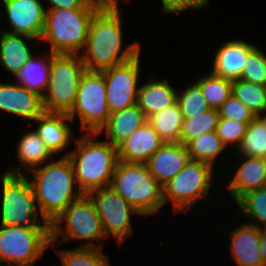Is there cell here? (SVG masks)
Instances as JSON below:
<instances>
[{"label":"cell","instance_id":"cell-1","mask_svg":"<svg viewBox=\"0 0 266 266\" xmlns=\"http://www.w3.org/2000/svg\"><path fill=\"white\" fill-rule=\"evenodd\" d=\"M121 12H96L90 22L81 53L86 71H102L121 65L141 52V44L124 43ZM125 45V46H124Z\"/></svg>","mask_w":266,"mask_h":266},{"label":"cell","instance_id":"cell-2","mask_svg":"<svg viewBox=\"0 0 266 266\" xmlns=\"http://www.w3.org/2000/svg\"><path fill=\"white\" fill-rule=\"evenodd\" d=\"M25 176L31 183L39 211L49 224L83 195L68 157L53 159Z\"/></svg>","mask_w":266,"mask_h":266},{"label":"cell","instance_id":"cell-3","mask_svg":"<svg viewBox=\"0 0 266 266\" xmlns=\"http://www.w3.org/2000/svg\"><path fill=\"white\" fill-rule=\"evenodd\" d=\"M97 133H83L73 142L76 146L64 153L73 165L77 186L83 194L110 187L119 162L117 147L98 140Z\"/></svg>","mask_w":266,"mask_h":266},{"label":"cell","instance_id":"cell-4","mask_svg":"<svg viewBox=\"0 0 266 266\" xmlns=\"http://www.w3.org/2000/svg\"><path fill=\"white\" fill-rule=\"evenodd\" d=\"M110 187L142 217L157 215L165 207L163 187L150 173L146 163L119 160Z\"/></svg>","mask_w":266,"mask_h":266},{"label":"cell","instance_id":"cell-5","mask_svg":"<svg viewBox=\"0 0 266 266\" xmlns=\"http://www.w3.org/2000/svg\"><path fill=\"white\" fill-rule=\"evenodd\" d=\"M94 8L46 10L41 44H49L53 54L79 55L87 41Z\"/></svg>","mask_w":266,"mask_h":266},{"label":"cell","instance_id":"cell-6","mask_svg":"<svg viewBox=\"0 0 266 266\" xmlns=\"http://www.w3.org/2000/svg\"><path fill=\"white\" fill-rule=\"evenodd\" d=\"M50 233L52 248H54V243H57V240H59V245L62 242L85 241L77 247L103 249V244H95L92 241L100 242L107 239L101 219L94 209L92 201L86 194L73 201L54 219L50 224Z\"/></svg>","mask_w":266,"mask_h":266},{"label":"cell","instance_id":"cell-7","mask_svg":"<svg viewBox=\"0 0 266 266\" xmlns=\"http://www.w3.org/2000/svg\"><path fill=\"white\" fill-rule=\"evenodd\" d=\"M0 176V225L50 228V224L39 211L29 179L25 175L5 172Z\"/></svg>","mask_w":266,"mask_h":266},{"label":"cell","instance_id":"cell-8","mask_svg":"<svg viewBox=\"0 0 266 266\" xmlns=\"http://www.w3.org/2000/svg\"><path fill=\"white\" fill-rule=\"evenodd\" d=\"M215 170L210 164L190 160L184 169L163 186L164 205L170 203L172 213L188 214L199 201L211 197Z\"/></svg>","mask_w":266,"mask_h":266},{"label":"cell","instance_id":"cell-9","mask_svg":"<svg viewBox=\"0 0 266 266\" xmlns=\"http://www.w3.org/2000/svg\"><path fill=\"white\" fill-rule=\"evenodd\" d=\"M86 68L80 55L56 54L51 59L50 77L42 97L46 112L68 113Z\"/></svg>","mask_w":266,"mask_h":266},{"label":"cell","instance_id":"cell-10","mask_svg":"<svg viewBox=\"0 0 266 266\" xmlns=\"http://www.w3.org/2000/svg\"><path fill=\"white\" fill-rule=\"evenodd\" d=\"M49 247L50 228L0 225V266H35Z\"/></svg>","mask_w":266,"mask_h":266},{"label":"cell","instance_id":"cell-11","mask_svg":"<svg viewBox=\"0 0 266 266\" xmlns=\"http://www.w3.org/2000/svg\"><path fill=\"white\" fill-rule=\"evenodd\" d=\"M106 100V83L99 71H85L82 75L72 109L67 115L79 118L82 133H98L110 116Z\"/></svg>","mask_w":266,"mask_h":266},{"label":"cell","instance_id":"cell-12","mask_svg":"<svg viewBox=\"0 0 266 266\" xmlns=\"http://www.w3.org/2000/svg\"><path fill=\"white\" fill-rule=\"evenodd\" d=\"M97 211L106 237H114L118 245L133 235L132 217L141 216L124 198L111 187L86 194Z\"/></svg>","mask_w":266,"mask_h":266},{"label":"cell","instance_id":"cell-13","mask_svg":"<svg viewBox=\"0 0 266 266\" xmlns=\"http://www.w3.org/2000/svg\"><path fill=\"white\" fill-rule=\"evenodd\" d=\"M141 53L128 62L100 71L106 83V100L110 113L137 104V95L141 85L139 84L142 70Z\"/></svg>","mask_w":266,"mask_h":266},{"label":"cell","instance_id":"cell-14","mask_svg":"<svg viewBox=\"0 0 266 266\" xmlns=\"http://www.w3.org/2000/svg\"><path fill=\"white\" fill-rule=\"evenodd\" d=\"M2 1V2H1ZM44 0H0L1 22L5 18L10 30L7 33L26 35L39 40L45 25L46 8ZM3 5V6H2Z\"/></svg>","mask_w":266,"mask_h":266},{"label":"cell","instance_id":"cell-15","mask_svg":"<svg viewBox=\"0 0 266 266\" xmlns=\"http://www.w3.org/2000/svg\"><path fill=\"white\" fill-rule=\"evenodd\" d=\"M15 115L24 123L34 121L45 110L42 97L18 82H0V112Z\"/></svg>","mask_w":266,"mask_h":266},{"label":"cell","instance_id":"cell-16","mask_svg":"<svg viewBox=\"0 0 266 266\" xmlns=\"http://www.w3.org/2000/svg\"><path fill=\"white\" fill-rule=\"evenodd\" d=\"M33 122L36 124L34 130L55 157L66 151L69 145L72 146L71 141L76 139L74 128L70 126L73 120L67 113L44 111Z\"/></svg>","mask_w":266,"mask_h":266},{"label":"cell","instance_id":"cell-17","mask_svg":"<svg viewBox=\"0 0 266 266\" xmlns=\"http://www.w3.org/2000/svg\"><path fill=\"white\" fill-rule=\"evenodd\" d=\"M235 156L240 158V164L232 169V176L227 177L226 189L229 191L234 203L245 193L266 187V159Z\"/></svg>","mask_w":266,"mask_h":266},{"label":"cell","instance_id":"cell-18","mask_svg":"<svg viewBox=\"0 0 266 266\" xmlns=\"http://www.w3.org/2000/svg\"><path fill=\"white\" fill-rule=\"evenodd\" d=\"M191 160L187 147L179 142L164 143L146 162L153 177L163 187Z\"/></svg>","mask_w":266,"mask_h":266},{"label":"cell","instance_id":"cell-19","mask_svg":"<svg viewBox=\"0 0 266 266\" xmlns=\"http://www.w3.org/2000/svg\"><path fill=\"white\" fill-rule=\"evenodd\" d=\"M257 45L243 39L223 41L216 48L213 57L211 72L229 80L241 77L247 55Z\"/></svg>","mask_w":266,"mask_h":266},{"label":"cell","instance_id":"cell-20","mask_svg":"<svg viewBox=\"0 0 266 266\" xmlns=\"http://www.w3.org/2000/svg\"><path fill=\"white\" fill-rule=\"evenodd\" d=\"M230 238L231 259L236 266H263L260 255V228L246 222L227 234ZM231 243V244H230Z\"/></svg>","mask_w":266,"mask_h":266},{"label":"cell","instance_id":"cell-21","mask_svg":"<svg viewBox=\"0 0 266 266\" xmlns=\"http://www.w3.org/2000/svg\"><path fill=\"white\" fill-rule=\"evenodd\" d=\"M164 143L151 125L145 122L117 147L118 158L126 163H146Z\"/></svg>","mask_w":266,"mask_h":266},{"label":"cell","instance_id":"cell-22","mask_svg":"<svg viewBox=\"0 0 266 266\" xmlns=\"http://www.w3.org/2000/svg\"><path fill=\"white\" fill-rule=\"evenodd\" d=\"M23 134L15 148L16 158L20 164L17 167H7L3 171L5 173L26 175L32 169L40 167L55 158L34 128Z\"/></svg>","mask_w":266,"mask_h":266},{"label":"cell","instance_id":"cell-23","mask_svg":"<svg viewBox=\"0 0 266 266\" xmlns=\"http://www.w3.org/2000/svg\"><path fill=\"white\" fill-rule=\"evenodd\" d=\"M147 80L139 87L137 95V106L146 118L177 102V89L171 85L169 79H157V75L153 74Z\"/></svg>","mask_w":266,"mask_h":266},{"label":"cell","instance_id":"cell-24","mask_svg":"<svg viewBox=\"0 0 266 266\" xmlns=\"http://www.w3.org/2000/svg\"><path fill=\"white\" fill-rule=\"evenodd\" d=\"M147 122V118L137 104L121 111L111 113L106 124L97 133L105 135L106 141L118 147L131 136L140 126Z\"/></svg>","mask_w":266,"mask_h":266},{"label":"cell","instance_id":"cell-25","mask_svg":"<svg viewBox=\"0 0 266 266\" xmlns=\"http://www.w3.org/2000/svg\"><path fill=\"white\" fill-rule=\"evenodd\" d=\"M30 40H32L30 42ZM36 39L0 30V65L16 77L22 67L34 55L31 44ZM32 51V52H31Z\"/></svg>","mask_w":266,"mask_h":266},{"label":"cell","instance_id":"cell-26","mask_svg":"<svg viewBox=\"0 0 266 266\" xmlns=\"http://www.w3.org/2000/svg\"><path fill=\"white\" fill-rule=\"evenodd\" d=\"M55 55L53 53L32 55L16 75V79L13 80L29 91L35 92L43 97L47 90L50 77L51 59Z\"/></svg>","mask_w":266,"mask_h":266},{"label":"cell","instance_id":"cell-27","mask_svg":"<svg viewBox=\"0 0 266 266\" xmlns=\"http://www.w3.org/2000/svg\"><path fill=\"white\" fill-rule=\"evenodd\" d=\"M183 116L176 102L147 118V122L165 142H179L183 125Z\"/></svg>","mask_w":266,"mask_h":266},{"label":"cell","instance_id":"cell-28","mask_svg":"<svg viewBox=\"0 0 266 266\" xmlns=\"http://www.w3.org/2000/svg\"><path fill=\"white\" fill-rule=\"evenodd\" d=\"M191 160L210 164L214 169L219 156L227 150L220 137L215 131L207 132L192 139L187 145ZM222 154V155H221Z\"/></svg>","mask_w":266,"mask_h":266},{"label":"cell","instance_id":"cell-29","mask_svg":"<svg viewBox=\"0 0 266 266\" xmlns=\"http://www.w3.org/2000/svg\"><path fill=\"white\" fill-rule=\"evenodd\" d=\"M234 153L266 159V116H256L249 122L242 142Z\"/></svg>","mask_w":266,"mask_h":266},{"label":"cell","instance_id":"cell-30","mask_svg":"<svg viewBox=\"0 0 266 266\" xmlns=\"http://www.w3.org/2000/svg\"><path fill=\"white\" fill-rule=\"evenodd\" d=\"M235 204L249 224L266 229V187L245 193Z\"/></svg>","mask_w":266,"mask_h":266},{"label":"cell","instance_id":"cell-31","mask_svg":"<svg viewBox=\"0 0 266 266\" xmlns=\"http://www.w3.org/2000/svg\"><path fill=\"white\" fill-rule=\"evenodd\" d=\"M232 95L248 107L255 116H266V86L242 79L232 81Z\"/></svg>","mask_w":266,"mask_h":266},{"label":"cell","instance_id":"cell-32","mask_svg":"<svg viewBox=\"0 0 266 266\" xmlns=\"http://www.w3.org/2000/svg\"><path fill=\"white\" fill-rule=\"evenodd\" d=\"M205 76H199L195 83L211 109H218L232 95V80L213 74L210 70Z\"/></svg>","mask_w":266,"mask_h":266},{"label":"cell","instance_id":"cell-33","mask_svg":"<svg viewBox=\"0 0 266 266\" xmlns=\"http://www.w3.org/2000/svg\"><path fill=\"white\" fill-rule=\"evenodd\" d=\"M56 252L61 260V266H111L109 257L104 254L103 249L75 247L71 250L57 249Z\"/></svg>","mask_w":266,"mask_h":266},{"label":"cell","instance_id":"cell-34","mask_svg":"<svg viewBox=\"0 0 266 266\" xmlns=\"http://www.w3.org/2000/svg\"><path fill=\"white\" fill-rule=\"evenodd\" d=\"M219 118L218 111L211 108L203 114L192 116V118H184L180 143L186 146L192 139L207 132L215 131Z\"/></svg>","mask_w":266,"mask_h":266},{"label":"cell","instance_id":"cell-35","mask_svg":"<svg viewBox=\"0 0 266 266\" xmlns=\"http://www.w3.org/2000/svg\"><path fill=\"white\" fill-rule=\"evenodd\" d=\"M177 103L183 118H192L210 109L207 100L202 95L200 87L193 81L181 91H177Z\"/></svg>","mask_w":266,"mask_h":266},{"label":"cell","instance_id":"cell-36","mask_svg":"<svg viewBox=\"0 0 266 266\" xmlns=\"http://www.w3.org/2000/svg\"><path fill=\"white\" fill-rule=\"evenodd\" d=\"M240 79L266 86V54L258 45L247 55Z\"/></svg>","mask_w":266,"mask_h":266},{"label":"cell","instance_id":"cell-37","mask_svg":"<svg viewBox=\"0 0 266 266\" xmlns=\"http://www.w3.org/2000/svg\"><path fill=\"white\" fill-rule=\"evenodd\" d=\"M248 124L233 119L219 118L215 132L228 150L230 149L233 153L232 149L236 151L240 146Z\"/></svg>","mask_w":266,"mask_h":266},{"label":"cell","instance_id":"cell-38","mask_svg":"<svg viewBox=\"0 0 266 266\" xmlns=\"http://www.w3.org/2000/svg\"><path fill=\"white\" fill-rule=\"evenodd\" d=\"M217 111L220 118L233 119L242 123H249L256 117L248 107L233 95Z\"/></svg>","mask_w":266,"mask_h":266},{"label":"cell","instance_id":"cell-39","mask_svg":"<svg viewBox=\"0 0 266 266\" xmlns=\"http://www.w3.org/2000/svg\"><path fill=\"white\" fill-rule=\"evenodd\" d=\"M161 13L179 15L187 10H202L210 4V0H161ZM184 11V12H183Z\"/></svg>","mask_w":266,"mask_h":266},{"label":"cell","instance_id":"cell-40","mask_svg":"<svg viewBox=\"0 0 266 266\" xmlns=\"http://www.w3.org/2000/svg\"><path fill=\"white\" fill-rule=\"evenodd\" d=\"M43 2L46 10L55 9H74V8H93L88 0H45ZM49 3V4H48ZM48 5V7H47Z\"/></svg>","mask_w":266,"mask_h":266},{"label":"cell","instance_id":"cell-41","mask_svg":"<svg viewBox=\"0 0 266 266\" xmlns=\"http://www.w3.org/2000/svg\"><path fill=\"white\" fill-rule=\"evenodd\" d=\"M124 0H88L89 4L97 12H122L119 8ZM126 2L129 0H125ZM121 3V4H119Z\"/></svg>","mask_w":266,"mask_h":266},{"label":"cell","instance_id":"cell-42","mask_svg":"<svg viewBox=\"0 0 266 266\" xmlns=\"http://www.w3.org/2000/svg\"><path fill=\"white\" fill-rule=\"evenodd\" d=\"M259 249L263 260V266H266V229H260Z\"/></svg>","mask_w":266,"mask_h":266},{"label":"cell","instance_id":"cell-43","mask_svg":"<svg viewBox=\"0 0 266 266\" xmlns=\"http://www.w3.org/2000/svg\"><path fill=\"white\" fill-rule=\"evenodd\" d=\"M0 14H1V8H0ZM2 23H1V16H0V25H1Z\"/></svg>","mask_w":266,"mask_h":266}]
</instances>
